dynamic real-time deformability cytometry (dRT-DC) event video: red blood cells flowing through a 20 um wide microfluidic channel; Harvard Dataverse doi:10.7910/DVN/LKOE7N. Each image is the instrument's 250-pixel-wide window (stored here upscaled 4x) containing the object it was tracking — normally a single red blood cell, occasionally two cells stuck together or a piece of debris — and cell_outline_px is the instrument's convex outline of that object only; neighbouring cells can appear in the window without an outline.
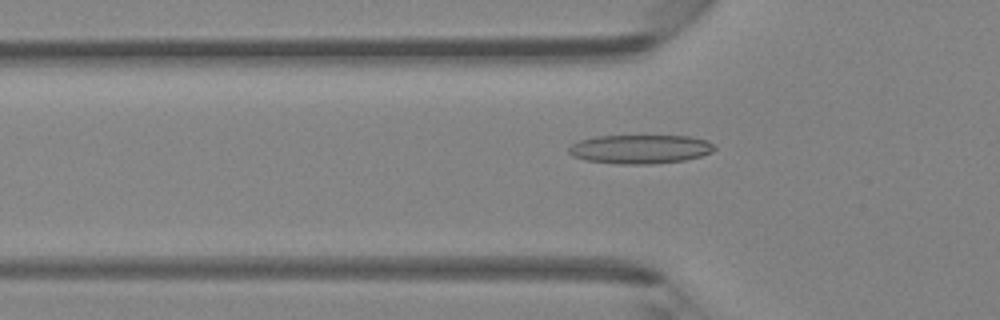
{"species": "Egyptian fruit bat (a non-hibernating species)", "species_latin": "Rousettus aegyptiacus", "temperature_condition": "room temperature", "stored_images_in_passage": 31, "camera_frame_rate_fps": 3000, "um_per_image_px": 0.085, "animal": {"sex": "female"}, "frame": {"image": 1, "passage_image": 3, "time_ms": 0.667, "image_size_px": [1000, 320], "cell_outline_px": [[716, 148], [712, 152], [700, 156], [684, 160], [652, 164], [620, 164], [584, 160], [572, 156], [568, 152], [568, 148], [572, 144], [580, 140], [596, 136], [688, 136], [708, 140]], "centroid_in_image_um": [54.4, 12.68], "position_along_channel_um": 71.4, "area_um2": 24.57}}
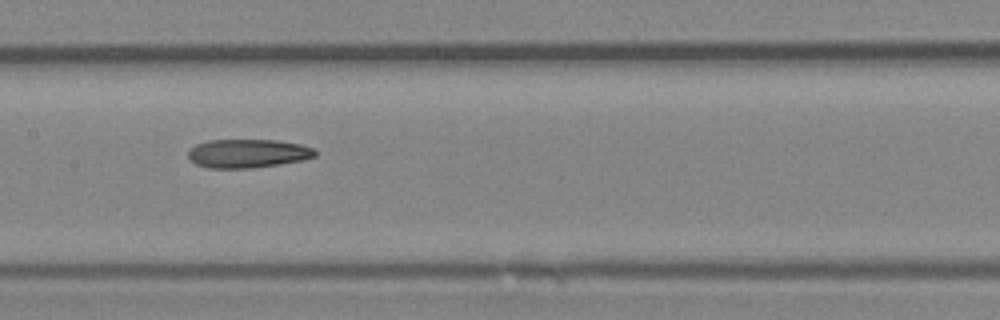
{"frame": {"image": 2, "passage_image": 11, "time_ms": 3.333, "image_size_px": [1000, 320], "cell_outline_px": [[316, 156], [300, 160], [252, 168], [208, 168], [196, 164], [188, 160], [188, 152], [196, 144], [208, 140], [276, 140], [300, 144], [316, 148]], "centroid_in_image_um": [21.03, 13.04], "position_along_channel_um": 186.4, "area_um2": 21.15}}
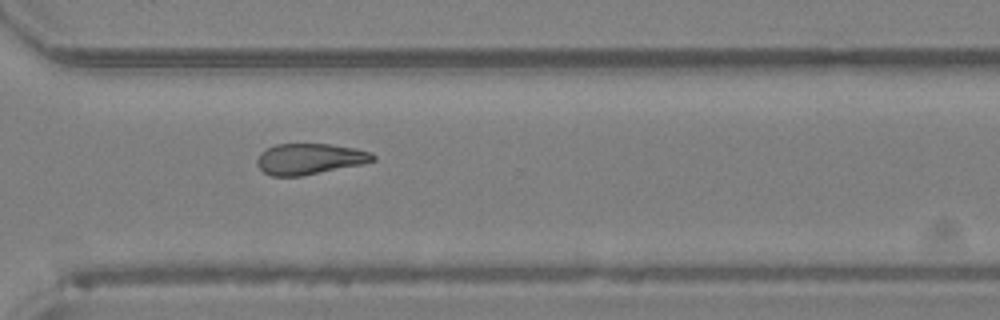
{"frame": {"image": 3, "passage_image": 22, "time_ms": 7.0, "image_size_px": [1000, 320], "cell_outline_px": [[376, 160], [360, 164], [300, 176], [272, 176], [264, 172], [256, 164], [256, 160], [260, 152], [276, 144], [332, 144], [356, 148], [372, 152], [376, 156]], "centroid_in_image_um": [26.31, 13.49], "position_along_channel_um": 344.3, "area_um2": 20.81}}